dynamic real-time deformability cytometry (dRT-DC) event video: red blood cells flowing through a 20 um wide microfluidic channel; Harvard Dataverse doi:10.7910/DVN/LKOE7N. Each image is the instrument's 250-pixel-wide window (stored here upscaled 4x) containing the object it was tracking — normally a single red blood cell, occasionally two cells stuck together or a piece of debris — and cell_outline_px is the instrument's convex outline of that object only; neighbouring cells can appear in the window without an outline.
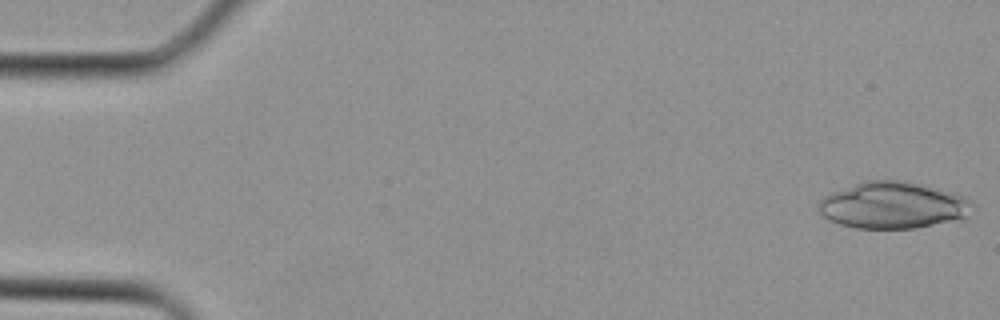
{"species": "Egyptian fruit bat (a non-hibernating species)", "species_latin": "Rousettus aegyptiacus", "temperature_condition": "cold", "stored_images_in_passage": 3, "segment_of_instrument_passage": [2, 2], "camera_frame_rate_fps": 3000, "um_per_image_px": 0.085, "animal": {"sex": "female"}, "frame": {"image": 1, "passage_image": 3, "time_ms": 0.667, "image_size_px": [1000, 320], "cell_outline_px": [[976, 208], [964, 220], [916, 228], [856, 228], [840, 224], [824, 216], [820, 212], [820, 200], [824, 196], [832, 192], [868, 180], [904, 180], [952, 192], [968, 200]], "centroid_in_image_um": [75.98, 17.46], "position_along_channel_um": 9.0, "area_um2": 41.73}}